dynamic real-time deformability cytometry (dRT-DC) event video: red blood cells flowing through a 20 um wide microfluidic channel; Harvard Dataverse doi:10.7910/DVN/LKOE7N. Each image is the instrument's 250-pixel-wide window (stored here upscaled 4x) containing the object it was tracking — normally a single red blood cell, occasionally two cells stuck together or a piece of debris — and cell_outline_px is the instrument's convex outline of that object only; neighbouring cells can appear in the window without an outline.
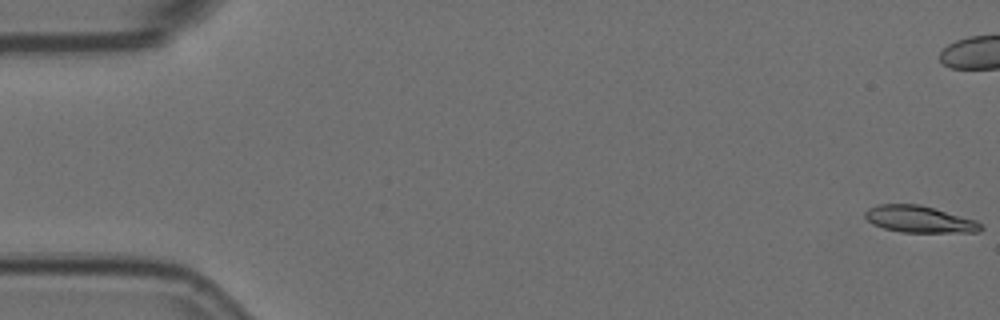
{"species": "Egyptian fruit bat (a non-hibernating species)", "species_latin": "Rousettus aegyptiacus", "temperature_condition": "room temperature", "stored_images_in_passage": 11, "camera_frame_rate_fps": 3000, "um_per_image_px": 0.085, "animal": {"sex": "female"}, "frame": {"image": 1, "passage_image": 1, "time_ms": 0.0, "image_size_px": [1000, 320], "cell_outline_px": [[984, 228], [980, 232], [900, 232], [884, 228], [872, 224], [864, 216], [864, 212], [868, 208], [876, 204], [920, 204], [976, 220]], "centroid_in_image_um": [78.12, 18.63], "position_along_channel_um": 6.9, "area_um2": 18.09}}
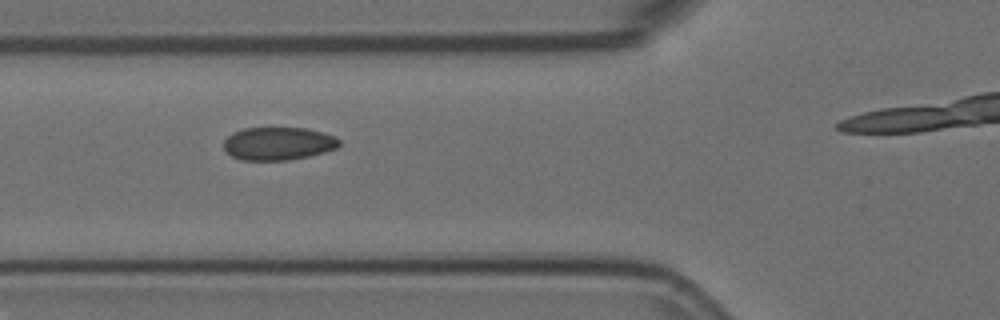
{"frame": {"image": 2, "passage_image": 8, "time_ms": 2.333, "image_size_px": [1000, 320], "cell_outline_px": [[340, 144], [336, 148], [324, 152], [308, 156], [288, 160], [240, 160], [232, 156], [224, 148], [224, 140], [232, 132], [244, 128], [304, 128], [336, 136], [340, 140]], "centroid_in_image_um": [23.64, 12.2], "position_along_channel_um": 102.2, "area_um2": 22.14}}
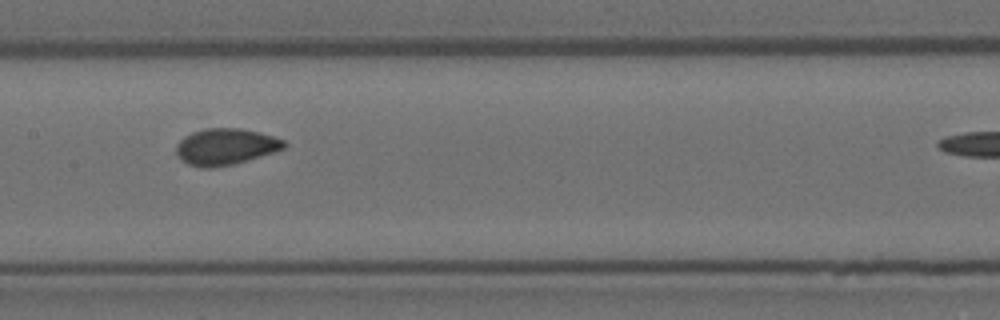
{"frame": {"image": 3, "passage_image": 10, "time_ms": 3.0, "image_size_px": [1000, 320], "cell_outline_px": [[288, 144], [284, 148], [248, 160], [232, 164], [212, 168], [200, 168], [188, 164], [176, 152], [176, 144], [184, 136], [192, 132], [208, 128], [240, 128], [272, 136], [284, 140]], "centroid_in_image_um": [19.16, 12.47], "position_along_channel_um": 188.2, "area_um2": 22.6}}